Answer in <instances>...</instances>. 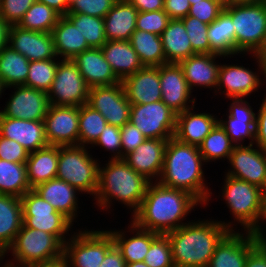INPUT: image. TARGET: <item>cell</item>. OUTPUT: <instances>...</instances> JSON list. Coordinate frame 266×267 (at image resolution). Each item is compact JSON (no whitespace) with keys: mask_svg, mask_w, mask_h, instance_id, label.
<instances>
[{"mask_svg":"<svg viewBox=\"0 0 266 267\" xmlns=\"http://www.w3.org/2000/svg\"><path fill=\"white\" fill-rule=\"evenodd\" d=\"M253 58L257 67L250 69L243 65L236 64H221L218 73V82L215 95H224L225 98H248L253 93L261 90L264 84L262 75V67L257 55L249 54ZM260 74V75H259ZM260 88V89H259ZM221 93V94H220Z\"/></svg>","mask_w":266,"mask_h":267,"instance_id":"obj_12","label":"cell"},{"mask_svg":"<svg viewBox=\"0 0 266 267\" xmlns=\"http://www.w3.org/2000/svg\"><path fill=\"white\" fill-rule=\"evenodd\" d=\"M223 56L217 54L196 53L187 59L181 60L179 65L182 67L184 77L192 92L194 87L205 88L216 92L218 82L219 67L221 65L216 59Z\"/></svg>","mask_w":266,"mask_h":267,"instance_id":"obj_23","label":"cell"},{"mask_svg":"<svg viewBox=\"0 0 266 267\" xmlns=\"http://www.w3.org/2000/svg\"><path fill=\"white\" fill-rule=\"evenodd\" d=\"M60 59L30 61L24 86L48 92L55 78Z\"/></svg>","mask_w":266,"mask_h":267,"instance_id":"obj_44","label":"cell"},{"mask_svg":"<svg viewBox=\"0 0 266 267\" xmlns=\"http://www.w3.org/2000/svg\"><path fill=\"white\" fill-rule=\"evenodd\" d=\"M117 0H71L67 14H86L104 18Z\"/></svg>","mask_w":266,"mask_h":267,"instance_id":"obj_47","label":"cell"},{"mask_svg":"<svg viewBox=\"0 0 266 267\" xmlns=\"http://www.w3.org/2000/svg\"><path fill=\"white\" fill-rule=\"evenodd\" d=\"M221 200L232 215L233 221L220 220L231 231L258 233L266 236V200L260 187L228 175H224ZM264 223V224H263ZM237 224V225H236ZM240 224V225H239ZM236 226V227H234ZM263 226V227H262ZM243 228V229H242Z\"/></svg>","mask_w":266,"mask_h":267,"instance_id":"obj_5","label":"cell"},{"mask_svg":"<svg viewBox=\"0 0 266 267\" xmlns=\"http://www.w3.org/2000/svg\"><path fill=\"white\" fill-rule=\"evenodd\" d=\"M90 153V147L87 146H58L56 178L69 183L82 194L92 195L93 198L98 189L100 160Z\"/></svg>","mask_w":266,"mask_h":267,"instance_id":"obj_8","label":"cell"},{"mask_svg":"<svg viewBox=\"0 0 266 267\" xmlns=\"http://www.w3.org/2000/svg\"><path fill=\"white\" fill-rule=\"evenodd\" d=\"M90 88L121 82L105 59L101 48H89L72 60Z\"/></svg>","mask_w":266,"mask_h":267,"instance_id":"obj_29","label":"cell"},{"mask_svg":"<svg viewBox=\"0 0 266 267\" xmlns=\"http://www.w3.org/2000/svg\"><path fill=\"white\" fill-rule=\"evenodd\" d=\"M10 25L0 17V51L8 44Z\"/></svg>","mask_w":266,"mask_h":267,"instance_id":"obj_60","label":"cell"},{"mask_svg":"<svg viewBox=\"0 0 266 267\" xmlns=\"http://www.w3.org/2000/svg\"><path fill=\"white\" fill-rule=\"evenodd\" d=\"M168 139H146L123 160L150 182H157L162 173Z\"/></svg>","mask_w":266,"mask_h":267,"instance_id":"obj_22","label":"cell"},{"mask_svg":"<svg viewBox=\"0 0 266 267\" xmlns=\"http://www.w3.org/2000/svg\"><path fill=\"white\" fill-rule=\"evenodd\" d=\"M25 164L27 181L31 189L56 178L58 172V146L48 145L29 153Z\"/></svg>","mask_w":266,"mask_h":267,"instance_id":"obj_33","label":"cell"},{"mask_svg":"<svg viewBox=\"0 0 266 267\" xmlns=\"http://www.w3.org/2000/svg\"><path fill=\"white\" fill-rule=\"evenodd\" d=\"M138 11L128 0H117L104 19L107 41H128L136 30Z\"/></svg>","mask_w":266,"mask_h":267,"instance_id":"obj_30","label":"cell"},{"mask_svg":"<svg viewBox=\"0 0 266 267\" xmlns=\"http://www.w3.org/2000/svg\"><path fill=\"white\" fill-rule=\"evenodd\" d=\"M37 1L53 8L61 16H65L68 13L69 9L68 0H37Z\"/></svg>","mask_w":266,"mask_h":267,"instance_id":"obj_59","label":"cell"},{"mask_svg":"<svg viewBox=\"0 0 266 267\" xmlns=\"http://www.w3.org/2000/svg\"><path fill=\"white\" fill-rule=\"evenodd\" d=\"M198 206L204 207L191 193L150 182L140 208L130 219L141 229L165 235L191 222L187 216Z\"/></svg>","mask_w":266,"mask_h":267,"instance_id":"obj_1","label":"cell"},{"mask_svg":"<svg viewBox=\"0 0 266 267\" xmlns=\"http://www.w3.org/2000/svg\"><path fill=\"white\" fill-rule=\"evenodd\" d=\"M122 84L131 105L162 100L159 67L144 66L125 78Z\"/></svg>","mask_w":266,"mask_h":267,"instance_id":"obj_25","label":"cell"},{"mask_svg":"<svg viewBox=\"0 0 266 267\" xmlns=\"http://www.w3.org/2000/svg\"><path fill=\"white\" fill-rule=\"evenodd\" d=\"M234 146L226 131L218 123L198 147L206 164H211L209 162H218L220 159L227 161Z\"/></svg>","mask_w":266,"mask_h":267,"instance_id":"obj_40","label":"cell"},{"mask_svg":"<svg viewBox=\"0 0 266 267\" xmlns=\"http://www.w3.org/2000/svg\"><path fill=\"white\" fill-rule=\"evenodd\" d=\"M126 267H149L144 261L127 263Z\"/></svg>","mask_w":266,"mask_h":267,"instance_id":"obj_62","label":"cell"},{"mask_svg":"<svg viewBox=\"0 0 266 267\" xmlns=\"http://www.w3.org/2000/svg\"><path fill=\"white\" fill-rule=\"evenodd\" d=\"M230 231L217 245L207 267H244L249 252L265 237L248 231Z\"/></svg>","mask_w":266,"mask_h":267,"instance_id":"obj_18","label":"cell"},{"mask_svg":"<svg viewBox=\"0 0 266 267\" xmlns=\"http://www.w3.org/2000/svg\"><path fill=\"white\" fill-rule=\"evenodd\" d=\"M33 190L49 202L58 212L68 217L73 223L80 214L79 194L77 189L58 178L37 185ZM78 210V211H77Z\"/></svg>","mask_w":266,"mask_h":267,"instance_id":"obj_28","label":"cell"},{"mask_svg":"<svg viewBox=\"0 0 266 267\" xmlns=\"http://www.w3.org/2000/svg\"><path fill=\"white\" fill-rule=\"evenodd\" d=\"M29 190L26 164L0 159V194L21 198Z\"/></svg>","mask_w":266,"mask_h":267,"instance_id":"obj_39","label":"cell"},{"mask_svg":"<svg viewBox=\"0 0 266 267\" xmlns=\"http://www.w3.org/2000/svg\"><path fill=\"white\" fill-rule=\"evenodd\" d=\"M226 118L218 119V123L226 131L235 145H244L248 139L254 144L256 113L249 101L245 98H229Z\"/></svg>","mask_w":266,"mask_h":267,"instance_id":"obj_20","label":"cell"},{"mask_svg":"<svg viewBox=\"0 0 266 267\" xmlns=\"http://www.w3.org/2000/svg\"><path fill=\"white\" fill-rule=\"evenodd\" d=\"M103 164H99L98 189L93 204H96L101 212L103 210L109 213L114 205L112 202L118 201L119 204L125 205L133 216L141 206L150 181L123 159H108Z\"/></svg>","mask_w":266,"mask_h":267,"instance_id":"obj_4","label":"cell"},{"mask_svg":"<svg viewBox=\"0 0 266 267\" xmlns=\"http://www.w3.org/2000/svg\"><path fill=\"white\" fill-rule=\"evenodd\" d=\"M23 225L21 198L0 194V247L5 251Z\"/></svg>","mask_w":266,"mask_h":267,"instance_id":"obj_35","label":"cell"},{"mask_svg":"<svg viewBox=\"0 0 266 267\" xmlns=\"http://www.w3.org/2000/svg\"><path fill=\"white\" fill-rule=\"evenodd\" d=\"M87 104L97 110L110 125L121 128L130 122L131 104L122 82L90 88Z\"/></svg>","mask_w":266,"mask_h":267,"instance_id":"obj_15","label":"cell"},{"mask_svg":"<svg viewBox=\"0 0 266 267\" xmlns=\"http://www.w3.org/2000/svg\"><path fill=\"white\" fill-rule=\"evenodd\" d=\"M107 124L106 119L97 110L88 104L80 106L78 145L90 147Z\"/></svg>","mask_w":266,"mask_h":267,"instance_id":"obj_42","label":"cell"},{"mask_svg":"<svg viewBox=\"0 0 266 267\" xmlns=\"http://www.w3.org/2000/svg\"><path fill=\"white\" fill-rule=\"evenodd\" d=\"M121 130V159H123L127 154L133 152L137 147L142 144L147 138L142 134V132L134 126L132 123L128 122L120 128Z\"/></svg>","mask_w":266,"mask_h":267,"instance_id":"obj_52","label":"cell"},{"mask_svg":"<svg viewBox=\"0 0 266 267\" xmlns=\"http://www.w3.org/2000/svg\"><path fill=\"white\" fill-rule=\"evenodd\" d=\"M85 37L90 48H101L107 41L104 29V19L86 14L65 15Z\"/></svg>","mask_w":266,"mask_h":267,"instance_id":"obj_43","label":"cell"},{"mask_svg":"<svg viewBox=\"0 0 266 267\" xmlns=\"http://www.w3.org/2000/svg\"><path fill=\"white\" fill-rule=\"evenodd\" d=\"M235 29V55H256L265 47L266 5L234 3L224 8ZM245 54V55H244Z\"/></svg>","mask_w":266,"mask_h":267,"instance_id":"obj_7","label":"cell"},{"mask_svg":"<svg viewBox=\"0 0 266 267\" xmlns=\"http://www.w3.org/2000/svg\"><path fill=\"white\" fill-rule=\"evenodd\" d=\"M113 245L108 229H77L64 243L63 262L68 267H100Z\"/></svg>","mask_w":266,"mask_h":267,"instance_id":"obj_9","label":"cell"},{"mask_svg":"<svg viewBox=\"0 0 266 267\" xmlns=\"http://www.w3.org/2000/svg\"><path fill=\"white\" fill-rule=\"evenodd\" d=\"M129 41L144 66L159 67L167 63L159 35L135 30Z\"/></svg>","mask_w":266,"mask_h":267,"instance_id":"obj_38","label":"cell"},{"mask_svg":"<svg viewBox=\"0 0 266 267\" xmlns=\"http://www.w3.org/2000/svg\"><path fill=\"white\" fill-rule=\"evenodd\" d=\"M100 147L104 151H110V160L121 159V130L120 127L107 124L97 140L90 146Z\"/></svg>","mask_w":266,"mask_h":267,"instance_id":"obj_49","label":"cell"},{"mask_svg":"<svg viewBox=\"0 0 266 267\" xmlns=\"http://www.w3.org/2000/svg\"><path fill=\"white\" fill-rule=\"evenodd\" d=\"M138 12H152L164 9V0H128Z\"/></svg>","mask_w":266,"mask_h":267,"instance_id":"obj_58","label":"cell"},{"mask_svg":"<svg viewBox=\"0 0 266 267\" xmlns=\"http://www.w3.org/2000/svg\"><path fill=\"white\" fill-rule=\"evenodd\" d=\"M265 0H234V3H244V4H249V3H261L264 2Z\"/></svg>","mask_w":266,"mask_h":267,"instance_id":"obj_63","label":"cell"},{"mask_svg":"<svg viewBox=\"0 0 266 267\" xmlns=\"http://www.w3.org/2000/svg\"><path fill=\"white\" fill-rule=\"evenodd\" d=\"M258 59L260 60L261 67H262V77L265 83V88H266V46L262 48L257 54Z\"/></svg>","mask_w":266,"mask_h":267,"instance_id":"obj_61","label":"cell"},{"mask_svg":"<svg viewBox=\"0 0 266 267\" xmlns=\"http://www.w3.org/2000/svg\"><path fill=\"white\" fill-rule=\"evenodd\" d=\"M43 122L49 145H78L79 107L50 105Z\"/></svg>","mask_w":266,"mask_h":267,"instance_id":"obj_17","label":"cell"},{"mask_svg":"<svg viewBox=\"0 0 266 267\" xmlns=\"http://www.w3.org/2000/svg\"><path fill=\"white\" fill-rule=\"evenodd\" d=\"M126 264L121 251L114 244L106 253L100 267H126Z\"/></svg>","mask_w":266,"mask_h":267,"instance_id":"obj_57","label":"cell"},{"mask_svg":"<svg viewBox=\"0 0 266 267\" xmlns=\"http://www.w3.org/2000/svg\"><path fill=\"white\" fill-rule=\"evenodd\" d=\"M195 106L177 114L174 138L184 144L199 146L218 124L216 114L195 112Z\"/></svg>","mask_w":266,"mask_h":267,"instance_id":"obj_26","label":"cell"},{"mask_svg":"<svg viewBox=\"0 0 266 267\" xmlns=\"http://www.w3.org/2000/svg\"><path fill=\"white\" fill-rule=\"evenodd\" d=\"M89 90L77 65L72 60H61L47 95L50 105L80 107L88 103Z\"/></svg>","mask_w":266,"mask_h":267,"instance_id":"obj_11","label":"cell"},{"mask_svg":"<svg viewBox=\"0 0 266 267\" xmlns=\"http://www.w3.org/2000/svg\"><path fill=\"white\" fill-rule=\"evenodd\" d=\"M160 37L167 63H179L196 54L181 20L171 19Z\"/></svg>","mask_w":266,"mask_h":267,"instance_id":"obj_34","label":"cell"},{"mask_svg":"<svg viewBox=\"0 0 266 267\" xmlns=\"http://www.w3.org/2000/svg\"><path fill=\"white\" fill-rule=\"evenodd\" d=\"M220 2L224 7L234 4V0H215Z\"/></svg>","mask_w":266,"mask_h":267,"instance_id":"obj_66","label":"cell"},{"mask_svg":"<svg viewBox=\"0 0 266 267\" xmlns=\"http://www.w3.org/2000/svg\"><path fill=\"white\" fill-rule=\"evenodd\" d=\"M0 135L18 142L29 153L49 145L43 121L9 118L0 114Z\"/></svg>","mask_w":266,"mask_h":267,"instance_id":"obj_24","label":"cell"},{"mask_svg":"<svg viewBox=\"0 0 266 267\" xmlns=\"http://www.w3.org/2000/svg\"><path fill=\"white\" fill-rule=\"evenodd\" d=\"M177 114L162 100L131 105L130 123L147 139H171L174 136Z\"/></svg>","mask_w":266,"mask_h":267,"instance_id":"obj_13","label":"cell"},{"mask_svg":"<svg viewBox=\"0 0 266 267\" xmlns=\"http://www.w3.org/2000/svg\"><path fill=\"white\" fill-rule=\"evenodd\" d=\"M8 253L13 258L5 263L15 267L52 265L63 261L64 243L56 235L23 224Z\"/></svg>","mask_w":266,"mask_h":267,"instance_id":"obj_6","label":"cell"},{"mask_svg":"<svg viewBox=\"0 0 266 267\" xmlns=\"http://www.w3.org/2000/svg\"><path fill=\"white\" fill-rule=\"evenodd\" d=\"M21 204L23 224L26 227L56 235L63 243L73 235L71 229L74 223L33 189L21 197Z\"/></svg>","mask_w":266,"mask_h":267,"instance_id":"obj_10","label":"cell"},{"mask_svg":"<svg viewBox=\"0 0 266 267\" xmlns=\"http://www.w3.org/2000/svg\"><path fill=\"white\" fill-rule=\"evenodd\" d=\"M180 20L184 24L193 51L200 54H210V43L207 36L208 24L192 16H186Z\"/></svg>","mask_w":266,"mask_h":267,"instance_id":"obj_45","label":"cell"},{"mask_svg":"<svg viewBox=\"0 0 266 267\" xmlns=\"http://www.w3.org/2000/svg\"><path fill=\"white\" fill-rule=\"evenodd\" d=\"M1 267H15V266H12V265H9V264L5 263V264L2 265Z\"/></svg>","mask_w":266,"mask_h":267,"instance_id":"obj_69","label":"cell"},{"mask_svg":"<svg viewBox=\"0 0 266 267\" xmlns=\"http://www.w3.org/2000/svg\"><path fill=\"white\" fill-rule=\"evenodd\" d=\"M264 94L262 103L259 104L260 107L257 110L258 113H256L254 144L259 148L266 150V93Z\"/></svg>","mask_w":266,"mask_h":267,"instance_id":"obj_54","label":"cell"},{"mask_svg":"<svg viewBox=\"0 0 266 267\" xmlns=\"http://www.w3.org/2000/svg\"><path fill=\"white\" fill-rule=\"evenodd\" d=\"M101 50L121 82L144 67L129 40L106 41Z\"/></svg>","mask_w":266,"mask_h":267,"instance_id":"obj_31","label":"cell"},{"mask_svg":"<svg viewBox=\"0 0 266 267\" xmlns=\"http://www.w3.org/2000/svg\"><path fill=\"white\" fill-rule=\"evenodd\" d=\"M37 0H0V17L9 25H17Z\"/></svg>","mask_w":266,"mask_h":267,"instance_id":"obj_50","label":"cell"},{"mask_svg":"<svg viewBox=\"0 0 266 267\" xmlns=\"http://www.w3.org/2000/svg\"><path fill=\"white\" fill-rule=\"evenodd\" d=\"M188 1H189L190 5H195L196 3L201 2L203 0H188Z\"/></svg>","mask_w":266,"mask_h":267,"instance_id":"obj_68","label":"cell"},{"mask_svg":"<svg viewBox=\"0 0 266 267\" xmlns=\"http://www.w3.org/2000/svg\"><path fill=\"white\" fill-rule=\"evenodd\" d=\"M210 54L223 56V60L235 57V29L232 18L223 11L217 19L208 25Z\"/></svg>","mask_w":266,"mask_h":267,"instance_id":"obj_36","label":"cell"},{"mask_svg":"<svg viewBox=\"0 0 266 267\" xmlns=\"http://www.w3.org/2000/svg\"><path fill=\"white\" fill-rule=\"evenodd\" d=\"M225 175L266 188V150L255 144L235 145L229 156Z\"/></svg>","mask_w":266,"mask_h":267,"instance_id":"obj_14","label":"cell"},{"mask_svg":"<svg viewBox=\"0 0 266 267\" xmlns=\"http://www.w3.org/2000/svg\"><path fill=\"white\" fill-rule=\"evenodd\" d=\"M30 61L8 44L0 51V80L4 86L24 85Z\"/></svg>","mask_w":266,"mask_h":267,"instance_id":"obj_37","label":"cell"},{"mask_svg":"<svg viewBox=\"0 0 266 267\" xmlns=\"http://www.w3.org/2000/svg\"><path fill=\"white\" fill-rule=\"evenodd\" d=\"M6 87L4 86V84L2 83V81L0 80V99L2 98V93L4 95V92L6 91Z\"/></svg>","mask_w":266,"mask_h":267,"instance_id":"obj_67","label":"cell"},{"mask_svg":"<svg viewBox=\"0 0 266 267\" xmlns=\"http://www.w3.org/2000/svg\"><path fill=\"white\" fill-rule=\"evenodd\" d=\"M8 45L29 61L59 59L55 53L53 35L49 32L10 25Z\"/></svg>","mask_w":266,"mask_h":267,"instance_id":"obj_21","label":"cell"},{"mask_svg":"<svg viewBox=\"0 0 266 267\" xmlns=\"http://www.w3.org/2000/svg\"><path fill=\"white\" fill-rule=\"evenodd\" d=\"M224 6L215 0H203L191 5L187 16L195 17L196 19L206 24H211L224 11Z\"/></svg>","mask_w":266,"mask_h":267,"instance_id":"obj_51","label":"cell"},{"mask_svg":"<svg viewBox=\"0 0 266 267\" xmlns=\"http://www.w3.org/2000/svg\"><path fill=\"white\" fill-rule=\"evenodd\" d=\"M144 262L149 267H175L170 241L166 235H159L151 243Z\"/></svg>","mask_w":266,"mask_h":267,"instance_id":"obj_46","label":"cell"},{"mask_svg":"<svg viewBox=\"0 0 266 267\" xmlns=\"http://www.w3.org/2000/svg\"><path fill=\"white\" fill-rule=\"evenodd\" d=\"M264 196H265V200H266V188H265V190H264Z\"/></svg>","mask_w":266,"mask_h":267,"instance_id":"obj_70","label":"cell"},{"mask_svg":"<svg viewBox=\"0 0 266 267\" xmlns=\"http://www.w3.org/2000/svg\"><path fill=\"white\" fill-rule=\"evenodd\" d=\"M208 219L192 220L165 234L170 241L175 266H208L217 245L231 231L219 220Z\"/></svg>","mask_w":266,"mask_h":267,"instance_id":"obj_3","label":"cell"},{"mask_svg":"<svg viewBox=\"0 0 266 267\" xmlns=\"http://www.w3.org/2000/svg\"><path fill=\"white\" fill-rule=\"evenodd\" d=\"M159 77L162 101L173 112L179 114L195 106L197 98L193 96L179 63L159 66Z\"/></svg>","mask_w":266,"mask_h":267,"instance_id":"obj_19","label":"cell"},{"mask_svg":"<svg viewBox=\"0 0 266 267\" xmlns=\"http://www.w3.org/2000/svg\"><path fill=\"white\" fill-rule=\"evenodd\" d=\"M13 92L0 114L4 117L43 121L50 107L47 92L24 85L7 87Z\"/></svg>","mask_w":266,"mask_h":267,"instance_id":"obj_16","label":"cell"},{"mask_svg":"<svg viewBox=\"0 0 266 267\" xmlns=\"http://www.w3.org/2000/svg\"><path fill=\"white\" fill-rule=\"evenodd\" d=\"M204 165L207 164L198 146L184 144L173 137L168 139L162 173L157 182L191 193L207 208L213 192L205 180Z\"/></svg>","mask_w":266,"mask_h":267,"instance_id":"obj_2","label":"cell"},{"mask_svg":"<svg viewBox=\"0 0 266 267\" xmlns=\"http://www.w3.org/2000/svg\"><path fill=\"white\" fill-rule=\"evenodd\" d=\"M5 257H6V251L0 247V267H1L2 263L5 264L3 261V259H5Z\"/></svg>","mask_w":266,"mask_h":267,"instance_id":"obj_65","label":"cell"},{"mask_svg":"<svg viewBox=\"0 0 266 267\" xmlns=\"http://www.w3.org/2000/svg\"><path fill=\"white\" fill-rule=\"evenodd\" d=\"M54 48L60 60H73L89 49L85 37L66 16H61L52 30Z\"/></svg>","mask_w":266,"mask_h":267,"instance_id":"obj_32","label":"cell"},{"mask_svg":"<svg viewBox=\"0 0 266 267\" xmlns=\"http://www.w3.org/2000/svg\"><path fill=\"white\" fill-rule=\"evenodd\" d=\"M28 156L29 152L22 145L0 135V159L16 163H26Z\"/></svg>","mask_w":266,"mask_h":267,"instance_id":"obj_53","label":"cell"},{"mask_svg":"<svg viewBox=\"0 0 266 267\" xmlns=\"http://www.w3.org/2000/svg\"><path fill=\"white\" fill-rule=\"evenodd\" d=\"M190 7L188 0H164L163 10L170 19L180 20L188 15Z\"/></svg>","mask_w":266,"mask_h":267,"instance_id":"obj_55","label":"cell"},{"mask_svg":"<svg viewBox=\"0 0 266 267\" xmlns=\"http://www.w3.org/2000/svg\"><path fill=\"white\" fill-rule=\"evenodd\" d=\"M170 20V17L164 10L138 12L136 30L146 31L160 36Z\"/></svg>","mask_w":266,"mask_h":267,"instance_id":"obj_48","label":"cell"},{"mask_svg":"<svg viewBox=\"0 0 266 267\" xmlns=\"http://www.w3.org/2000/svg\"><path fill=\"white\" fill-rule=\"evenodd\" d=\"M60 17L61 15L53 8L36 1L26 11L17 26L27 30L52 33Z\"/></svg>","mask_w":266,"mask_h":267,"instance_id":"obj_41","label":"cell"},{"mask_svg":"<svg viewBox=\"0 0 266 267\" xmlns=\"http://www.w3.org/2000/svg\"><path fill=\"white\" fill-rule=\"evenodd\" d=\"M244 267H266V236L249 252Z\"/></svg>","mask_w":266,"mask_h":267,"instance_id":"obj_56","label":"cell"},{"mask_svg":"<svg viewBox=\"0 0 266 267\" xmlns=\"http://www.w3.org/2000/svg\"><path fill=\"white\" fill-rule=\"evenodd\" d=\"M127 228L109 229L114 244L121 251L126 263L144 261L151 243L160 235L149 230L139 228L134 222L129 221ZM130 233V234H128ZM133 235V236H132ZM130 236V237H129Z\"/></svg>","mask_w":266,"mask_h":267,"instance_id":"obj_27","label":"cell"},{"mask_svg":"<svg viewBox=\"0 0 266 267\" xmlns=\"http://www.w3.org/2000/svg\"><path fill=\"white\" fill-rule=\"evenodd\" d=\"M35 267H68V266L62 261L52 265L35 266Z\"/></svg>","mask_w":266,"mask_h":267,"instance_id":"obj_64","label":"cell"}]
</instances>
